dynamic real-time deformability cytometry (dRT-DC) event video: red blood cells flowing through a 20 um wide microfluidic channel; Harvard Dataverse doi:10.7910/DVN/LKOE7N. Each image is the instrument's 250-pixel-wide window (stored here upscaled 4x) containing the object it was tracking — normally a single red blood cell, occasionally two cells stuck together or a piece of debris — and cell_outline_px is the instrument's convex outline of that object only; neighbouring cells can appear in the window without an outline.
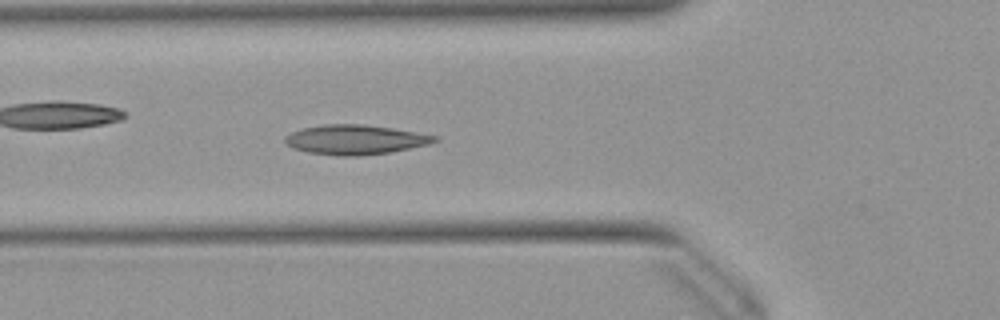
{"species": "Egyptian fruit bat (a non-hibernating species)", "species_latin": "Rousettus aegyptiacus", "temperature_condition": "warm", "stored_images_in_passage": 51, "camera_frame_rate_fps": 3000, "um_per_image_px": 0.085, "animal": {"sex": "female"}, "frame": {"image": 1, "passage_image": 17, "time_ms": 5.333, "image_size_px": [1000, 320], "cell_outline_px": [[440, 140], [428, 144], [388, 152], [360, 156], [340, 156], [308, 152], [292, 148], [284, 144], [284, 136], [292, 132], [304, 128], [324, 124], [364, 124], [392, 128], [440, 136]], "centroid_in_image_um": [30.18, 11.87], "position_along_channel_um": 95.6, "area_um2": 25.84}}
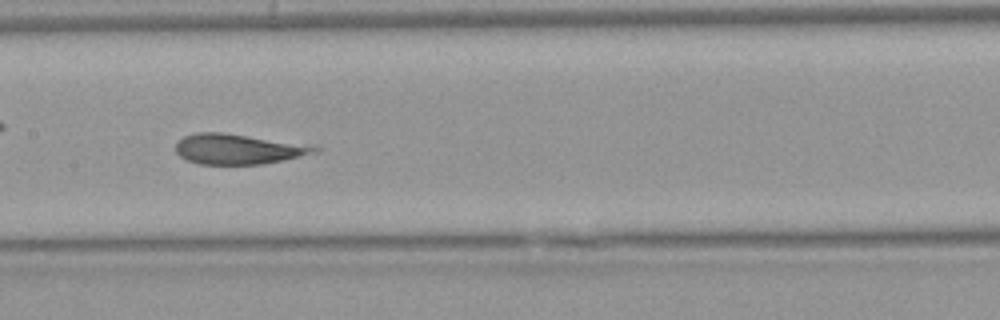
{"frame": {"image": 2, "passage_image": 24, "time_ms": 7.667, "image_size_px": [1000, 320], "cell_outline_px": [[320, 148], [316, 152], [284, 160], [264, 164], [200, 164], [184, 160], [176, 152], [176, 144], [184, 136], [196, 132], [220, 132], [312, 144]], "centroid_in_image_um": [20.26, 12.67], "position_along_channel_um": 187.1, "area_um2": 24.62}}
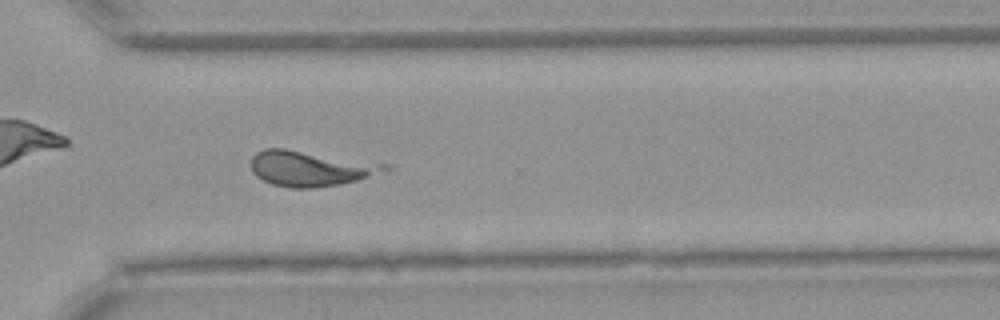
{"frame": {"image": 3, "passage_image": 36, "time_ms": 11.667, "image_size_px": [1000, 320], "cell_outline_px": [[396, 168], [356, 180], [340, 184], [316, 188], [292, 188], [272, 184], [256, 176], [252, 172], [252, 156], [256, 152], [264, 148], [284, 148], [392, 164]], "centroid_in_image_um": [26.44, 14.3], "position_along_channel_um": 344.2, "area_um2": 27.86}}